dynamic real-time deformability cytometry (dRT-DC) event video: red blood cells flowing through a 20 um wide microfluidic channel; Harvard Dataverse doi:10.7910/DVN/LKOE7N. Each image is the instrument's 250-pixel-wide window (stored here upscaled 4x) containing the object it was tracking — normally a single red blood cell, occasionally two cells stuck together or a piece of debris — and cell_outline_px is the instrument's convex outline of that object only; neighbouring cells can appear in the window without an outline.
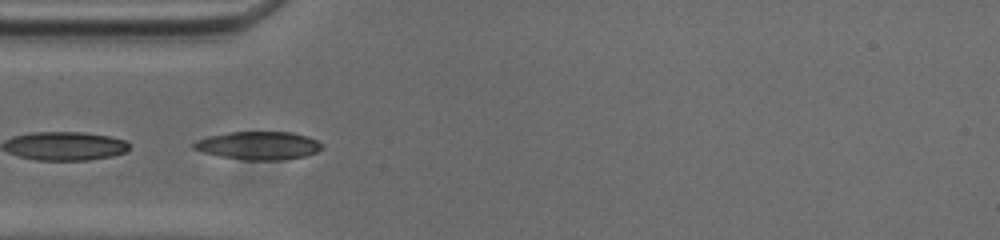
{"species": "common noctule bat (a hibernating species)", "species_latin": "Nyctalus noctula", "temperature_condition": "cold", "stored_images_in_passage": 49, "camera_frame_rate_fps": 3000, "um_per_image_px": 0.085, "animal": {"sex": "male", "body_mass_g": 20.0, "forearm_length_mm": 53.3}, "frame": {"image": 1, "passage_image": 14, "time_ms": 4.333, "image_size_px": [1000, 240], "cell_outline_px": [[320, 148], [316, 152], [304, 156], [280, 160], [244, 160], [220, 156], [204, 152], [192, 148], [192, 144], [196, 140], [208, 136], [228, 132], [292, 132], [308, 136], [316, 140], [320, 144]], "centroid_in_image_um": [21.93, 12.36], "position_along_channel_um": 63.1, "area_um2": 20.87}}
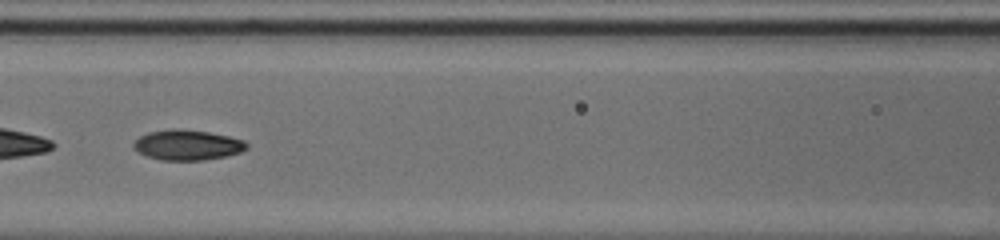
{"frame": {"image": 2, "passage_image": 21, "time_ms": 6.667, "image_size_px": [1000, 240], "cell_outline_px": [[248, 148], [240, 152], [228, 156], [204, 160], [160, 160], [148, 156], [132, 148], [132, 144], [140, 136], [148, 132], [172, 128], [180, 128], [208, 132], [228, 136], [244, 140], [248, 144]], "centroid_in_image_um": [15.94, 12.32], "position_along_channel_um": 150.7, "area_um2": 20.06}}
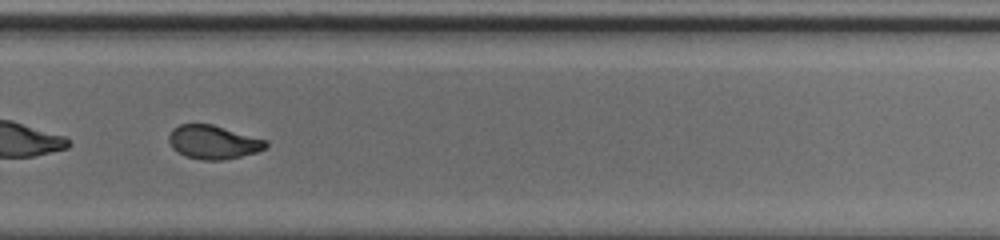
{"frame": {"image": 3, "passage_image": 34, "time_ms": 11.0, "image_size_px": [1000, 240], "cell_outline_px": [[268, 144], [264, 148], [256, 152], [224, 160], [204, 160], [184, 156], [176, 152], [172, 148], [168, 140], [168, 136], [172, 128], [180, 124], [212, 124], [268, 140]], "centroid_in_image_um": [18.09, 12.08], "position_along_channel_um": 311.7, "area_um2": 19.13}, "authors_computed_cell_mechanics": {"area_um2": 20.0566, "velocity_mm_per_s": 3.7286, "shape_relaxation_time_tau1_ms": 6.8876, "shape_relaxation_time_tau2_ms": 2.9248, "deformation_change_tau1": 0.2022, "deformation_change_tau2": 0.0772}}